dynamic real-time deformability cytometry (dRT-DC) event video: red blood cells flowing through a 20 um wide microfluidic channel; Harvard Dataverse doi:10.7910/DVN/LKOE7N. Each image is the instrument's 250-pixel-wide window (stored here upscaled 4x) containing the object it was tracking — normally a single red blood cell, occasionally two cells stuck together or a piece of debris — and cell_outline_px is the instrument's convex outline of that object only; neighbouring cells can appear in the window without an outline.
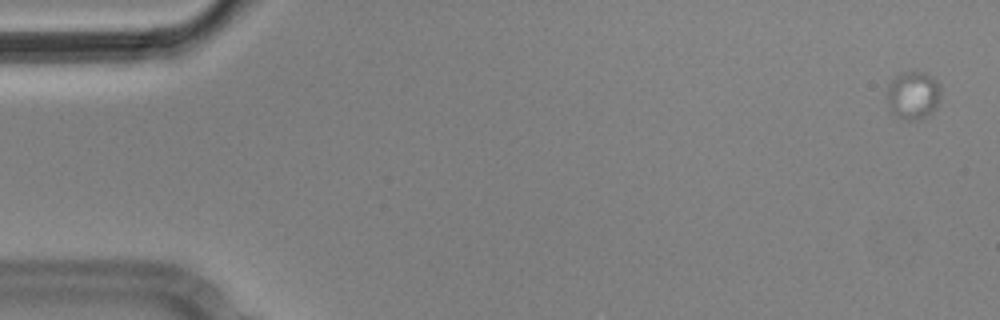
{"species": "Egyptian fruit bat (a non-hibernating species)", "species_latin": "Rousettus aegyptiacus", "temperature_condition": "cold", "stored_images_in_passage": 5, "camera_frame_rate_fps": 3000, "um_per_image_px": 0.085, "animal": {"sex": "male"}, "frame": {"image": 1, "passage_image": 1, "time_ms": 0.0, "image_size_px": [1000, 320], "cell_outline_px": [[940, 96], [936, 108], [932, 112], [916, 120], [908, 120], [892, 112], [888, 108], [888, 84], [900, 72], [924, 72], [932, 76], [940, 84]], "centroid_in_image_um": [77.63, 8.07], "position_along_channel_um": 7.4, "area_um2": 14.91}}
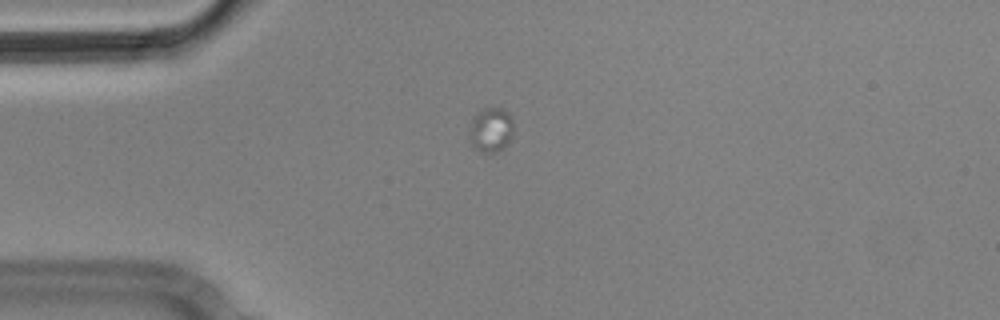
{"frame": {"image": 2, "passage_image": 4, "time_ms": 1.0, "image_size_px": [1000, 320], "cell_outline_px": [[512, 132], [508, 140], [500, 148], [492, 152], [484, 152], [476, 148], [472, 144], [472, 116], [476, 112], [484, 108], [500, 108], [508, 112], [512, 116]], "centroid_in_image_um": [41.74, 10.96], "position_along_channel_um": 43.3, "area_um2": 10.81}}